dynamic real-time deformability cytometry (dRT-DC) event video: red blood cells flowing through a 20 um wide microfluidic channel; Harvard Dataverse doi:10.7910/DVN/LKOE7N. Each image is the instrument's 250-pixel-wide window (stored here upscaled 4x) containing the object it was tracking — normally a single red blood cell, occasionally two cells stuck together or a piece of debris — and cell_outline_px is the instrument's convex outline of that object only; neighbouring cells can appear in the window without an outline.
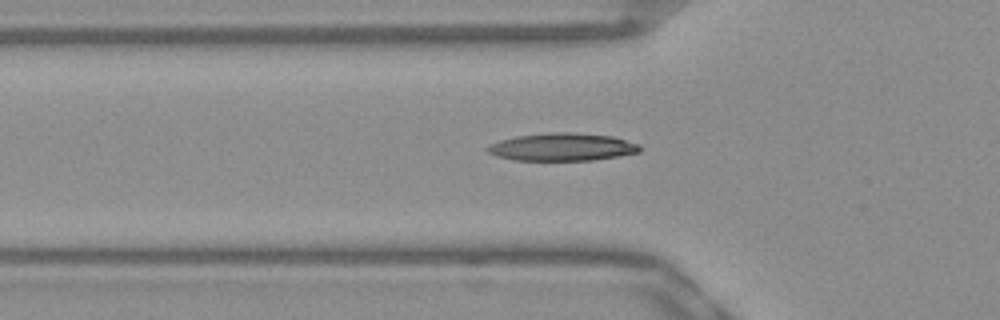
{"species": "Egyptian fruit bat (a non-hibernating species)", "species_latin": "Rousettus aegyptiacus", "temperature_condition": "warm", "stored_images_in_passage": 32, "camera_frame_rate_fps": 3000, "um_per_image_px": 0.085, "frame": {"image": 1, "passage_image": 4, "time_ms": 1.0, "image_size_px": [1000, 320], "cell_outline_px": [[640, 152], [620, 156], [592, 160], [512, 160], [496, 156], [488, 152], [484, 148], [488, 144], [500, 140], [516, 136], [552, 132], [572, 132], [612, 136], [640, 144]], "centroid_in_image_um": [47.76, 12.49], "position_along_channel_um": 78.0, "area_um2": 24.74}}
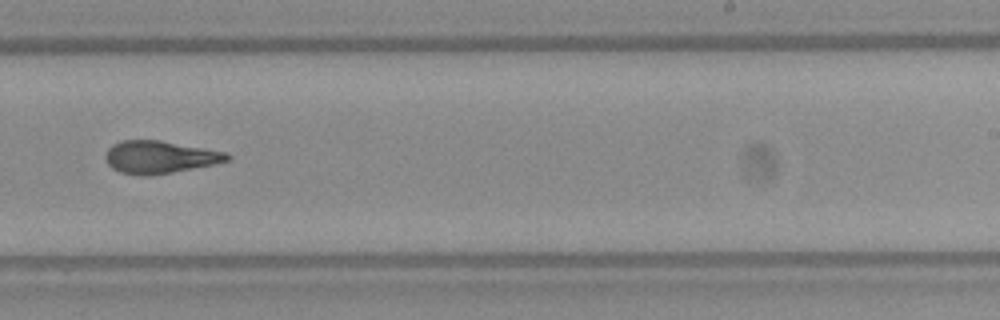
{"frame": {"image": 2, "passage_image": 19, "time_ms": 6.0, "image_size_px": [1000, 320], "cell_outline_px": [[232, 160], [152, 176], [136, 176], [120, 172], [112, 168], [108, 164], [104, 156], [108, 148], [112, 144], [120, 140], [160, 140], [228, 152], [232, 156]], "centroid_in_image_um": [13.57, 13.35], "position_along_channel_um": 275.4, "area_um2": 23.35}}
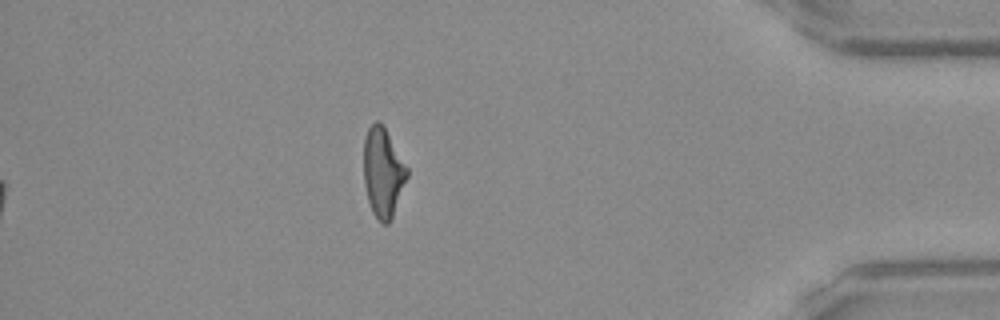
{"frame": {"image": 3, "passage_image": 32, "time_ms": 10.333, "image_size_px": [1000, 320], "cell_outline_px": [[408, 176], [392, 216], [388, 224], [384, 224], [372, 212], [368, 200], [364, 184], [364, 140], [368, 128], [376, 120], [380, 120], [408, 168]], "centroid_in_image_um": [32.54, 14.63], "position_along_channel_um": 402.7, "area_um2": 22.25}, "authors_computed_cell_mechanics": {"area_um2": 23.2356, "velocity_mm_per_s": 3.9268, "shape_relaxation_time_tau1_ms": 8.6344, "shape_relaxation_time_tau2_ms": 2.8339, "deformation_change_tau1": 0.2411, "deformation_change_tau2": 0.1187}}